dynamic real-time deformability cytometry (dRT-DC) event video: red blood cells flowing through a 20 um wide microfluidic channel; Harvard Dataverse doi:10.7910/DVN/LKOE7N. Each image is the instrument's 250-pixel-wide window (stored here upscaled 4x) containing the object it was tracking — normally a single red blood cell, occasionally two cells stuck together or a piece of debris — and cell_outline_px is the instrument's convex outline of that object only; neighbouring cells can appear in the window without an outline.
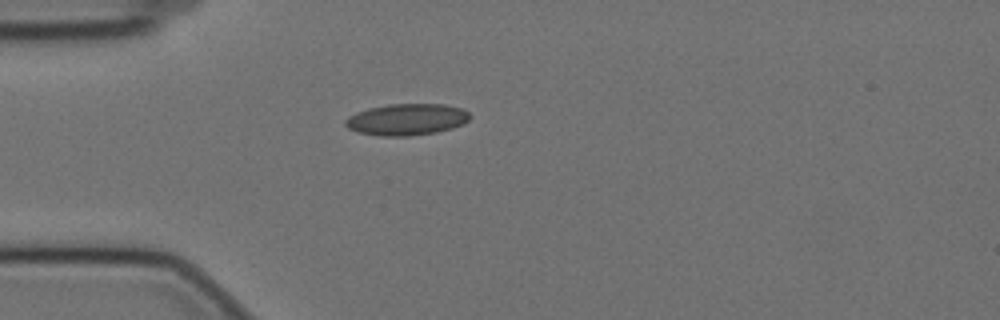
{"species": "Egyptian fruit bat (a non-hibernating species)", "species_latin": "Rousettus aegyptiacus", "temperature_condition": "cold", "stored_images_in_passage": 43, "camera_frame_rate_fps": 3000, "um_per_image_px": 0.085, "animal": {"sex": "female"}, "frame": {"image": 1, "passage_image": 1, "time_ms": 0.0, "image_size_px": [1000, 320], "cell_outline_px": [[468, 120], [464, 124], [452, 128], [436, 132], [408, 136], [380, 136], [360, 132], [348, 128], [344, 124], [344, 120], [348, 116], [356, 112], [368, 108], [388, 104], [444, 104], [464, 108], [468, 112]], "centroid_in_image_um": [34.56, 10.15], "position_along_channel_um": 50.4, "area_um2": 22.95}}
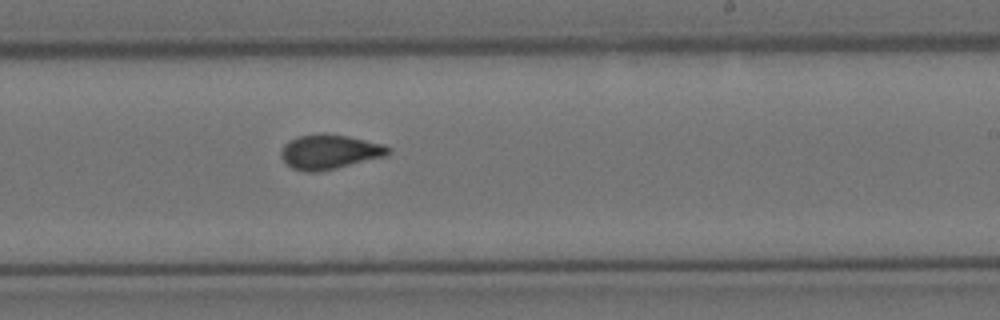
{"frame": {"image": 2, "passage_image": 20, "time_ms": 6.333, "image_size_px": [1000, 320], "cell_outline_px": [[392, 152], [388, 156], [320, 172], [304, 172], [292, 168], [280, 156], [280, 152], [284, 144], [288, 140], [296, 136], [320, 132], [324, 132], [348, 136], [384, 144], [392, 148]], "centroid_in_image_um": [28.03, 12.89], "position_along_channel_um": 261.0, "area_um2": 22.2}}
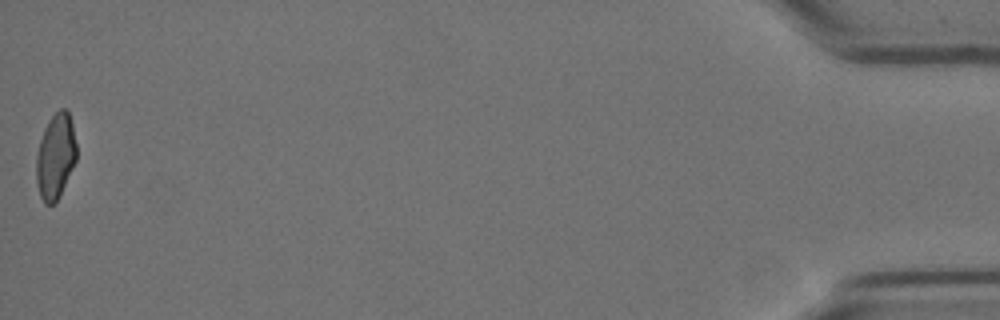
{"frame": {"image": 3, "passage_image": 43, "time_ms": 14.0, "image_size_px": [1000, 320], "cell_outline_px": [[76, 160], [56, 200], [52, 204], [44, 204], [40, 196], [36, 180], [36, 156], [40, 140], [44, 128], [48, 120], [60, 108], [68, 108], [72, 124], [76, 144]], "centroid_in_image_um": [4.7, 13.23], "position_along_channel_um": 430.5, "area_um2": 19.77}, "authors_computed_cell_mechanics": {"area_um2": 20.8658, "velocity_mm_per_s": 3.4785, "shape_relaxation_time_tau1_ms": 9.9766, "shape_relaxation_time_tau2_ms": 1.7606, "deformation_change_tau1": 0.1992, "deformation_change_tau2": 0.0792}}